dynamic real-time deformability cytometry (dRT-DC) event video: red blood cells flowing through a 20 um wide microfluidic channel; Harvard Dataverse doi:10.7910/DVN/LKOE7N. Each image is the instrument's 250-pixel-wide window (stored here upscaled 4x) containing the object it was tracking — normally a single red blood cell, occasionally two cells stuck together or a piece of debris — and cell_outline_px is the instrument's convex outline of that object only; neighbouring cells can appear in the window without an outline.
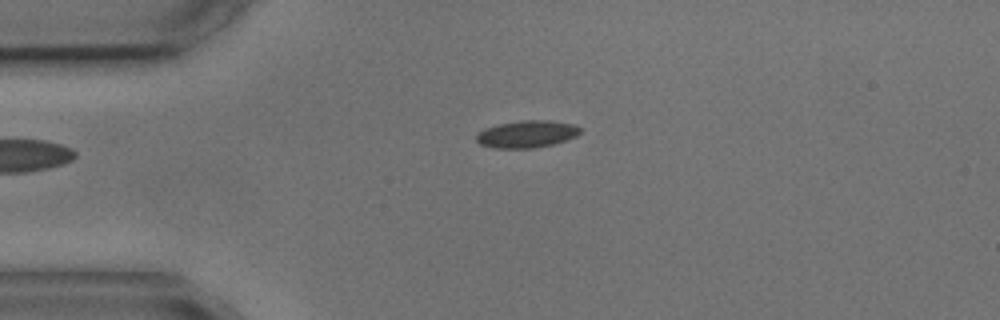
{"species": "common noctule bat (a hibernating species)", "species_latin": "Nyctalus noctula", "temperature_condition": "cold", "stored_images_in_passage": 3, "camera_frame_rate_fps": 3000, "um_per_image_px": 0.085, "animal": {"sex": "male", "body_mass_g": 17.9, "forearm_length_mm": 54.2}, "frame": {"image": 1, "passage_image": 3, "time_ms": 2.667, "image_size_px": [1000, 320], "cell_outline_px": [[580, 132], [576, 136], [552, 144], [532, 148], [496, 148], [480, 144], [476, 140], [476, 132], [484, 128], [500, 124], [524, 120], [548, 120], [572, 124], [580, 128]], "centroid_in_image_um": [44.73, 11.39], "position_along_channel_um": 40.3, "area_um2": 16.24}}